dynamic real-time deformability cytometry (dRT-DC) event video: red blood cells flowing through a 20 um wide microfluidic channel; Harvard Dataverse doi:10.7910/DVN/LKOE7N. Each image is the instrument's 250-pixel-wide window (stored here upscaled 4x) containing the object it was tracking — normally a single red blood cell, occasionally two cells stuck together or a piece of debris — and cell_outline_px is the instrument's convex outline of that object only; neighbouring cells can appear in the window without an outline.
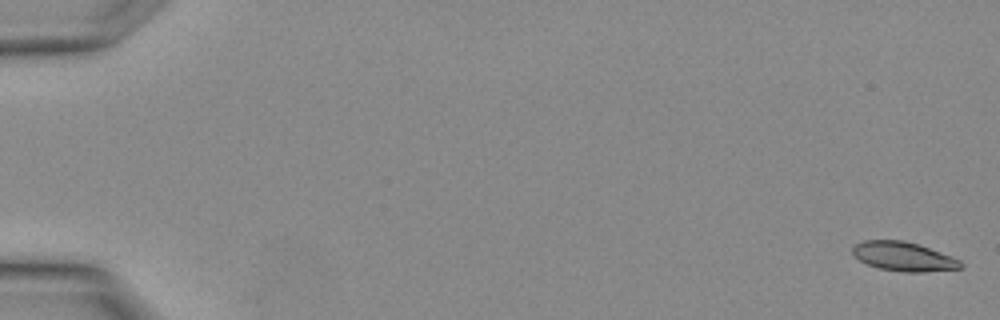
{"species": "Egyptian fruit bat (a non-hibernating species)", "species_latin": "Rousettus aegyptiacus", "temperature_condition": "warm", "stored_images_in_passage": 4, "camera_frame_rate_fps": 3000, "um_per_image_px": 0.085, "animal": {"sex": "female"}, "frame": {"image": 1, "passage_image": 1, "time_ms": 0.0, "image_size_px": [1000, 320], "cell_outline_px": [[964, 264], [960, 268], [924, 272], [904, 272], [880, 268], [868, 264], [860, 260], [852, 252], [852, 248], [856, 244], [864, 240], [904, 240], [952, 256], [960, 260]], "centroid_in_image_um": [76.81, 21.8], "position_along_channel_um": 8.2, "area_um2": 18.09}}